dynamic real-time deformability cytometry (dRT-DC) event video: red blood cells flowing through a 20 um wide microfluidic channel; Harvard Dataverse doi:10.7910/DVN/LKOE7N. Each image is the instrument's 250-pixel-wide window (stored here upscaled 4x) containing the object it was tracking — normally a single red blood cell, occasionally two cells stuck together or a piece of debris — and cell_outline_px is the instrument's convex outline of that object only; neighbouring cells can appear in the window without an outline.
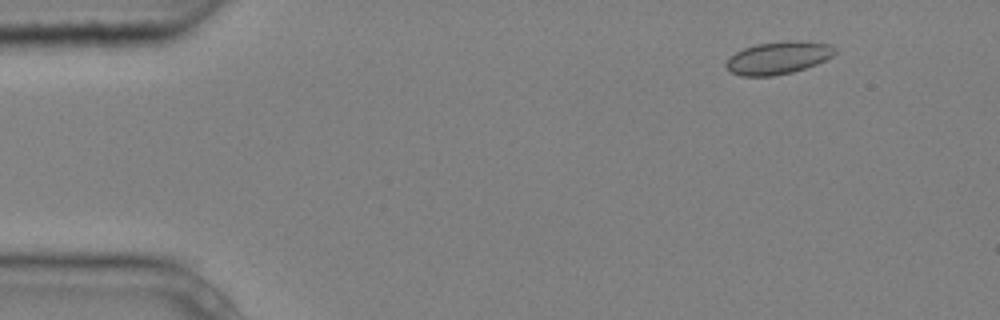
{"species": "common noctule bat (a hibernating species)", "species_latin": "Nyctalus noctula", "temperature_condition": "cold", "stored_images_in_passage": 8, "camera_frame_rate_fps": 3000, "um_per_image_px": 0.085, "animal": {"sex": "male", "body_mass_g": 20.4}, "frame": {"image": 1, "passage_image": 2, "time_ms": 0.333, "image_size_px": [1000, 320], "cell_outline_px": [[836, 52], [832, 56], [816, 64], [792, 72], [772, 76], [740, 76], [732, 72], [724, 64], [728, 56], [744, 48], [756, 44], [788, 40], [796, 40], [832, 44], [836, 48]], "centroid_in_image_um": [66.14, 4.9], "position_along_channel_um": 18.9, "area_um2": 20.75}}
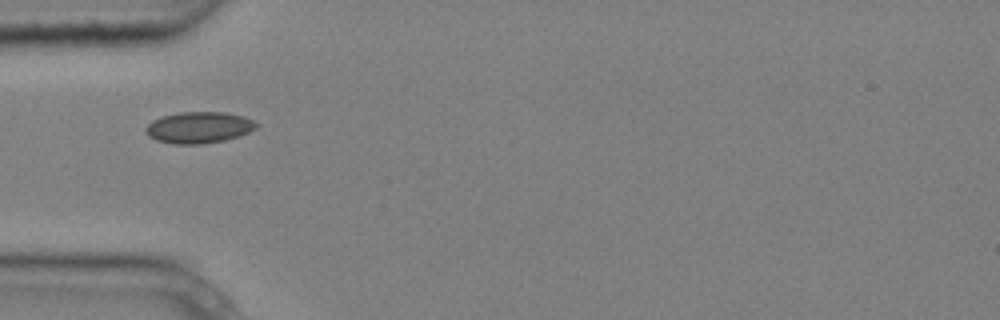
{"frame": {"image": 2, "passage_image": 5, "time_ms": 1.333, "image_size_px": [1000, 320], "cell_outline_px": [[260, 124], [256, 128], [240, 136], [224, 140], [204, 144], [172, 144], [156, 140], [148, 136], [144, 128], [152, 120], [160, 116], [180, 112], [224, 112], [244, 116]], "centroid_in_image_um": [16.89, 10.83], "position_along_channel_um": 68.1, "area_um2": 20.46}}
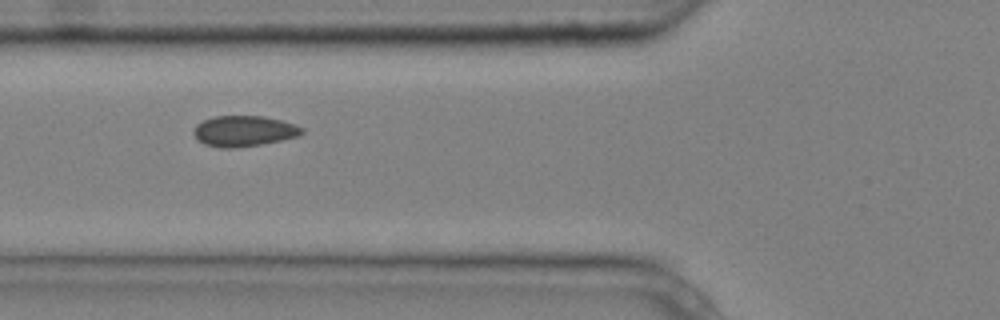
{"frame": {"image": 3, "passage_image": 6, "time_ms": 1.667, "image_size_px": [1000, 320], "cell_outline_px": [[304, 132], [300, 136], [260, 144], [232, 148], [220, 148], [204, 144], [196, 140], [192, 132], [196, 124], [204, 120], [216, 116], [264, 116], [280, 120], [304, 128]], "centroid_in_image_um": [20.7, 11.14], "position_along_channel_um": 105.1, "area_um2": 19.36}}